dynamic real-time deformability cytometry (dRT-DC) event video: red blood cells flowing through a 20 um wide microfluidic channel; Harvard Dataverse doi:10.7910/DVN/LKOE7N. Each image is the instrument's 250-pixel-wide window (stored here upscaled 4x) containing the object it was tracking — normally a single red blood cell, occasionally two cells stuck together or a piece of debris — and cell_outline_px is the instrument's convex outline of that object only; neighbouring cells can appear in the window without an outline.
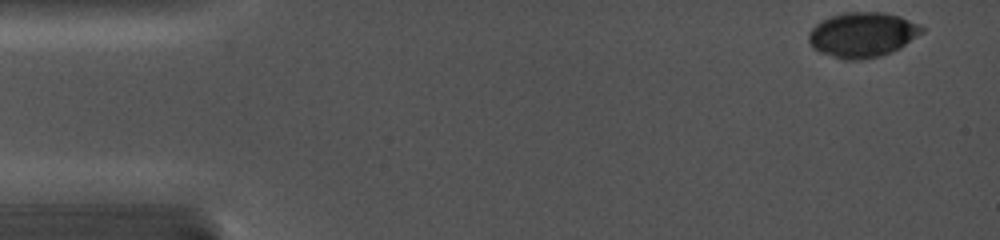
{"species": "common noctule bat (a hibernating species)", "species_latin": "Nyctalus noctula", "temperature_condition": "cold", "stored_images_in_passage": 12, "camera_frame_rate_fps": 5000, "um_per_image_px": 0.085, "animal": {"sex": "female", "body_mass_g": 19.0, "forearm_length_mm": 56.7}, "frame": {"image": 1, "passage_image": 1, "time_ms": 0.0, "image_size_px": [1000, 240], "cell_outline_px": [[924, 32], [900, 48], [892, 52], [880, 56], [864, 60], [844, 60], [820, 52], [808, 40], [808, 32], [820, 20], [844, 12], [884, 12], [900, 16], [920, 24], [924, 28]], "centroid_in_image_um": [73.34, 2.95], "position_along_channel_um": 11.7, "area_um2": 29.82}}